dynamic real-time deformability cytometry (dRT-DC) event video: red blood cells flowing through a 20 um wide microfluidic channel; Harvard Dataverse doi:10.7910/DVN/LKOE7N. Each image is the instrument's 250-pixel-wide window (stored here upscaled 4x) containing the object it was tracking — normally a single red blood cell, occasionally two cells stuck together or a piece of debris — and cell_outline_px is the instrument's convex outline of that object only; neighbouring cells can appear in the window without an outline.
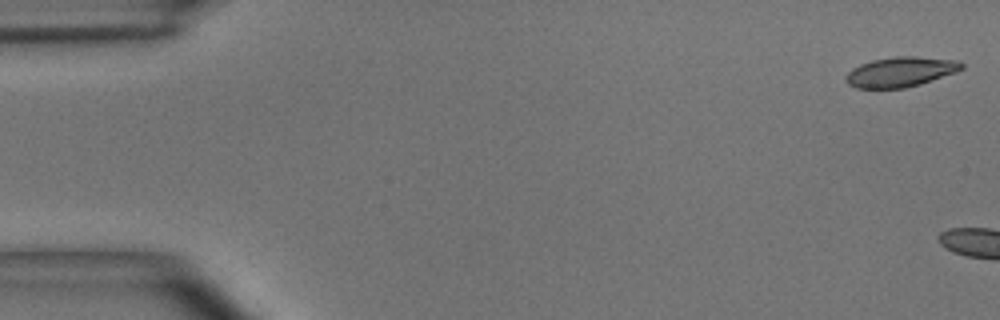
{"species": "common noctule bat (a hibernating species)", "species_latin": "Nyctalus noctula", "temperature_condition": "room temperature", "stored_images_in_passage": 5, "camera_frame_rate_fps": 3000, "um_per_image_px": 0.085, "animal": {"sex": "male", "body_mass_g": 15.6}, "frame": {"image": 1, "passage_image": 1, "time_ms": 0.0, "image_size_px": [1000, 320], "cell_outline_px": [[964, 68], [956, 72], [920, 84], [904, 88], [856, 88], [848, 84], [848, 72], [852, 68], [860, 64], [872, 60], [896, 56], [916, 56], [956, 60], [964, 64]], "centroid_in_image_um": [76.57, 6.1], "position_along_channel_um": 8.4, "area_um2": 20.06}}